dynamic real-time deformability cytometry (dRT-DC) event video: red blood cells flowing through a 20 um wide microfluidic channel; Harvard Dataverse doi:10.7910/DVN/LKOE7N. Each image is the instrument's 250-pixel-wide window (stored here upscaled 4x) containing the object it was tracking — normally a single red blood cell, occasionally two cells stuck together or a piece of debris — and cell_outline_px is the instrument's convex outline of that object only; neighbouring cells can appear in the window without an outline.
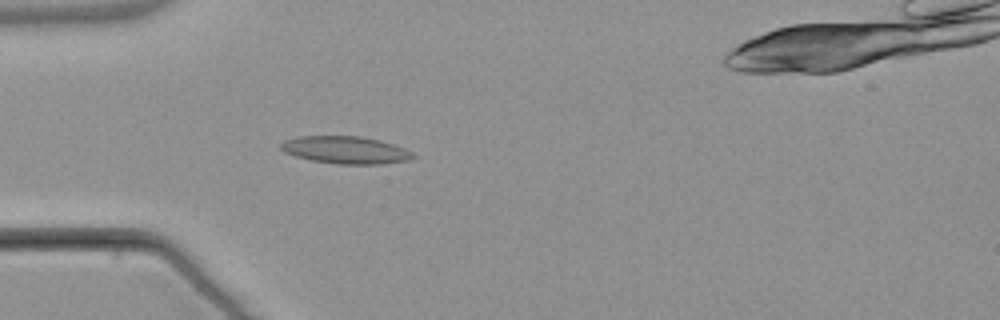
{"species": "common noctule bat (a hibernating species)", "species_latin": "Nyctalus noctula", "temperature_condition": "warm", "stored_images_in_passage": 3, "camera_frame_rate_fps": 3000, "um_per_image_px": 0.085, "animal": {"sex": "male", "body_mass_g": 21.5, "forearm_length_mm": 52.0}, "frame": {"image": 1, "passage_image": 3, "time_ms": 3.333, "image_size_px": [1000, 320], "cell_outline_px": [[416, 156], [408, 160], [380, 164], [336, 164], [312, 160], [296, 156], [284, 152], [280, 148], [280, 144], [284, 140], [296, 136], [360, 136], [380, 140], [404, 148], [412, 152]], "centroid_in_image_um": [29.35, 12.74], "position_along_channel_um": 55.6, "area_um2": 21.1}}